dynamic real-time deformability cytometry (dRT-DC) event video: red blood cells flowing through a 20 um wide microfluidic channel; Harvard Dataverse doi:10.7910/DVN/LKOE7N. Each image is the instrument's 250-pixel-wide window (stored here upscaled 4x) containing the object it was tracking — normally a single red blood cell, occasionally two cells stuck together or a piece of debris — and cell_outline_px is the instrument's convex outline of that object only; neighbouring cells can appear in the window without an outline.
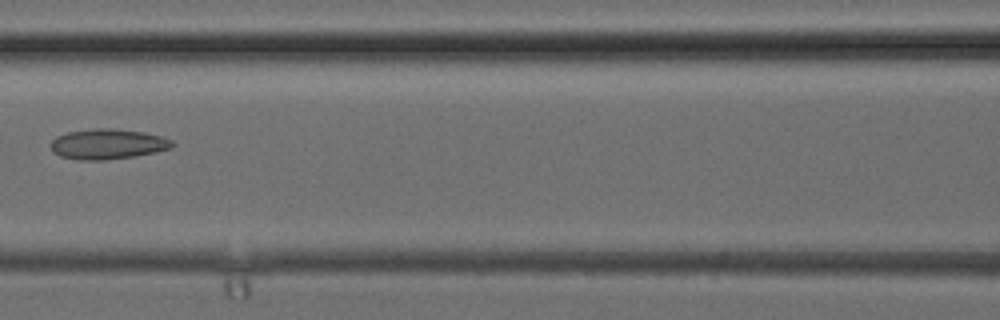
{"species": "common noctule bat (a hibernating species)", "species_latin": "Nyctalus noctula", "temperature_condition": "cold", "stored_images_in_passage": 14, "camera_frame_rate_fps": 3000, "um_per_image_px": 0.085, "animal": {"sex": "female", "body_mass_g": 24.6, "forearm_length_mm": 56.2}, "frame": {"image": 1, "passage_image": 10, "time_ms": 3.0, "image_size_px": [1000, 320], "cell_outline_px": [[176, 144], [172, 148], [156, 152], [136, 156], [104, 160], [80, 160], [60, 156], [52, 152], [52, 140], [56, 136], [68, 132], [92, 128], [112, 128], [144, 132], [160, 136], [172, 140]], "centroid_in_image_um": [9.18, 12.24], "position_along_channel_um": 157.4, "area_um2": 21.56}}
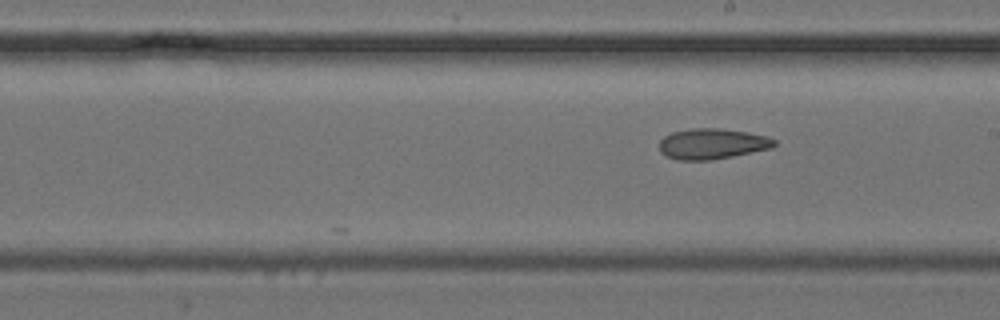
{"frame": {"image": 2, "passage_image": 14, "time_ms": 4.333, "image_size_px": [1000, 320], "cell_outline_px": [[776, 144], [772, 148], [712, 160], [676, 160], [660, 152], [660, 140], [664, 136], [672, 132], [692, 128], [720, 128], [768, 136], [776, 140]], "centroid_in_image_um": [60.53, 12.22], "position_along_channel_um": 228.5, "area_um2": 20.46}}